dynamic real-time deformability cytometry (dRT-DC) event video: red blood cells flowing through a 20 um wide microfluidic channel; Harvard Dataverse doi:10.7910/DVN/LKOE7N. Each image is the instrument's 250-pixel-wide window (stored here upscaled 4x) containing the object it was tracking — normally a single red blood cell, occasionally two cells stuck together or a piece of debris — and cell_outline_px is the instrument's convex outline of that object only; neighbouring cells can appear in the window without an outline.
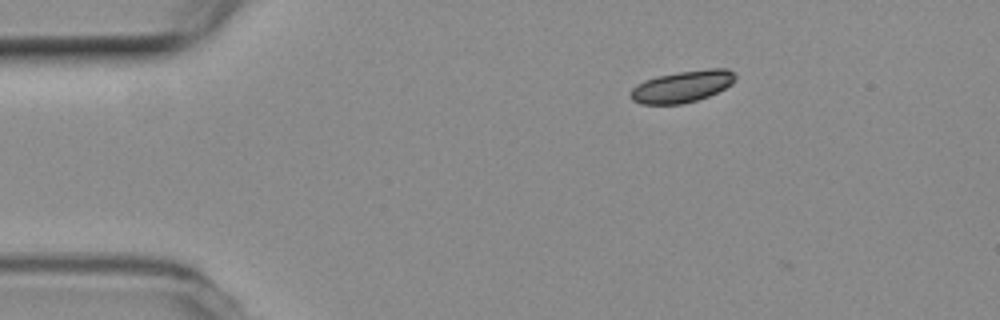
{"species": "common noctule bat (a hibernating species)", "species_latin": "Nyctalus noctula", "temperature_condition": "room temperature", "stored_images_in_passage": 10, "camera_frame_rate_fps": 3000, "um_per_image_px": 0.085, "animal": {"sex": "female", "body_mass_g": 19.3, "forearm_length_mm": 54.1}, "frame": {"image": 1, "passage_image": 5, "time_ms": 1.333, "image_size_px": [1000, 320], "cell_outline_px": [[736, 80], [732, 84], [708, 96], [684, 104], [640, 104], [632, 100], [628, 96], [628, 92], [636, 84], [644, 80], [656, 76], [680, 72], [708, 68], [728, 68], [736, 76]], "centroid_in_image_um": [57.94, 7.35], "position_along_channel_um": 27.1, "area_um2": 19.54}}